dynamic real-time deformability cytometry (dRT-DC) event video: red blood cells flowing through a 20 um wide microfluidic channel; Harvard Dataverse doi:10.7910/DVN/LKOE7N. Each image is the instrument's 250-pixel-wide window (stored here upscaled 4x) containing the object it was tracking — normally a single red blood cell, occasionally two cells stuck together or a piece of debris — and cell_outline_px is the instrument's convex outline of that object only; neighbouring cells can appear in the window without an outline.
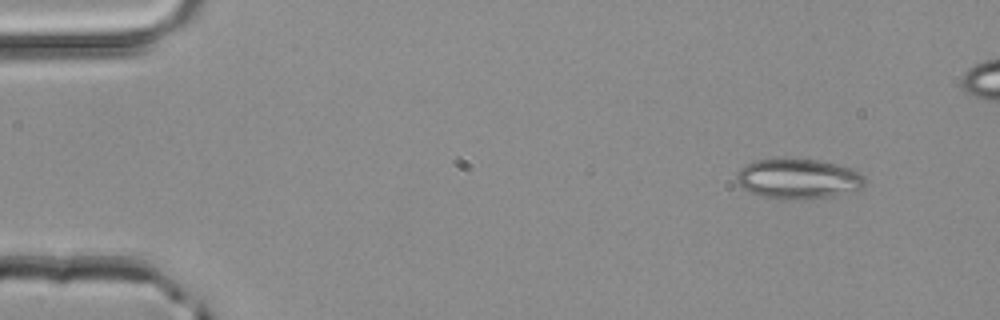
{"species": "common noctule bat (a hibernating species)", "species_latin": "Nyctalus noctula", "temperature_condition": "room temperature", "stored_images_in_passage": 2, "camera_frame_rate_fps": 3000, "um_per_image_px": 0.085, "animal": {"sex": "male", "body_mass_g": 20.4}, "frame": {"image": 1, "passage_image": 1, "time_ms": 0.0, "image_size_px": [1000, 320], "cell_outline_px": [[868, 180], [864, 188], [856, 192], [832, 196], [784, 200], [780, 200], [748, 192], [736, 180], [736, 176], [740, 168], [756, 160], [784, 156], [820, 160], [836, 164], [848, 168], [864, 176]], "centroid_in_image_um": [67.87, 15.18], "position_along_channel_um": 17.1, "area_um2": 30.69}}